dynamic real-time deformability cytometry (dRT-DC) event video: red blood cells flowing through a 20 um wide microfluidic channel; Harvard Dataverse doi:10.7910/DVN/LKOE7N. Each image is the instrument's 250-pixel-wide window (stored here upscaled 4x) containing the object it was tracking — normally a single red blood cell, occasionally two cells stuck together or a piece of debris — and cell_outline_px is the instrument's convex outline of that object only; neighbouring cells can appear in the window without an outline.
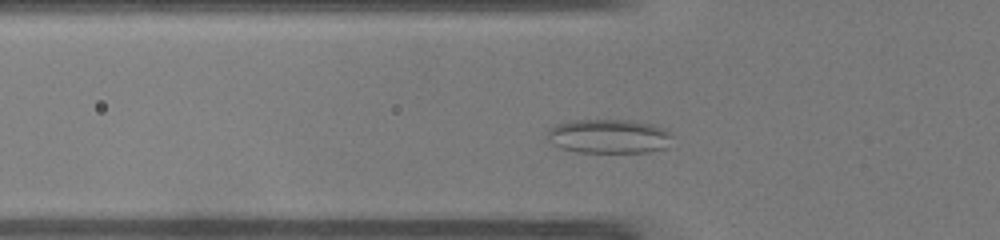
{"species": "common noctule bat (a hibernating species)", "species_latin": "Nyctalus noctula", "temperature_condition": "warm", "stored_images_in_passage": 33, "camera_frame_rate_fps": 3000, "um_per_image_px": 0.085, "animal": {"sex": "male", "body_mass_g": 19.0, "forearm_length_mm": 50.8}, "frame": {"image": 1, "passage_image": 7, "time_ms": 2.0, "image_size_px": [1000, 240], "cell_outline_px": [[672, 136], [668, 148], [648, 152], [580, 152], [560, 148], [552, 144], [544, 136], [548, 128], [556, 124], [568, 120], [636, 120], [652, 124], [664, 128], [672, 132]], "centroid_in_image_um": [51.74, 11.57], "position_along_channel_um": 74.1, "area_um2": 25.49}}
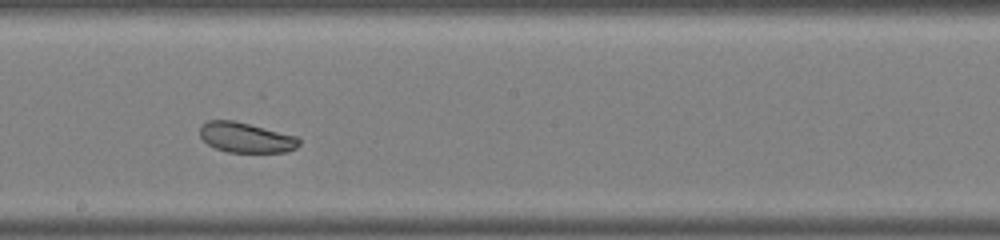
{"frame": {"image": 2, "passage_image": 18, "time_ms": 5.667, "image_size_px": [1000, 240], "cell_outline_px": [[300, 144], [296, 148], [288, 152], [228, 152], [216, 148], [208, 144], [200, 136], [200, 128], [208, 120], [232, 120], [296, 136], [300, 140]], "centroid_in_image_um": [20.91, 11.7], "position_along_channel_um": 227.3, "area_um2": 17.17}}
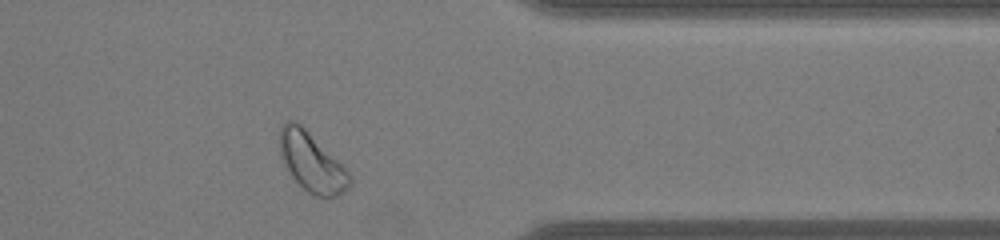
{"frame": {"image": 3, "passage_image": 30, "time_ms": 9.667, "image_size_px": [1000, 240], "cell_outline_px": [[352, 184], [336, 196], [316, 196], [308, 192], [292, 176], [280, 156], [280, 128], [288, 120], [292, 120], [300, 124], [352, 176]], "centroid_in_image_um": [26.48, 13.8], "position_along_channel_um": 384.9, "area_um2": 23.12}, "authors_computed_cell_mechanics": {"area_um2": 20.1722, "velocity_mm_per_s": 4.1819, "shape_relaxation_time_tau1_ms": null, "shape_relaxation_time_tau2_ms": 4.6833, "deformation_change_tau1": null, "deformation_change_tau2": 0.1087}}